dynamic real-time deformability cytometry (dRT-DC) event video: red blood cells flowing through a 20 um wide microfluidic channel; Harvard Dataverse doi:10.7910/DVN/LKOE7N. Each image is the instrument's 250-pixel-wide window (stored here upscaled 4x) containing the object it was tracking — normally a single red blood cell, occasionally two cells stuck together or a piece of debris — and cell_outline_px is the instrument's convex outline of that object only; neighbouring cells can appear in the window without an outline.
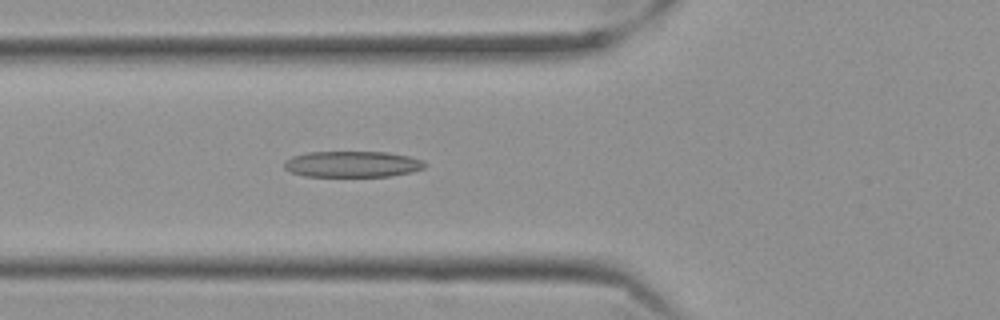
{"species": "Egyptian fruit bat (a non-hibernating species)", "species_latin": "Rousettus aegyptiacus", "temperature_condition": "cold", "stored_images_in_passage": 42, "camera_frame_rate_fps": 3000, "um_per_image_px": 0.085, "frame": {"image": 1, "passage_image": 6, "time_ms": 1.667, "image_size_px": [1000, 320], "cell_outline_px": [[428, 164], [424, 168], [412, 172], [392, 176], [304, 176], [292, 172], [284, 168], [284, 160], [292, 156], [308, 152], [388, 152], [408, 156], [420, 160]], "centroid_in_image_um": [29.95, 13.95], "position_along_channel_um": 95.9, "area_um2": 21.39}}
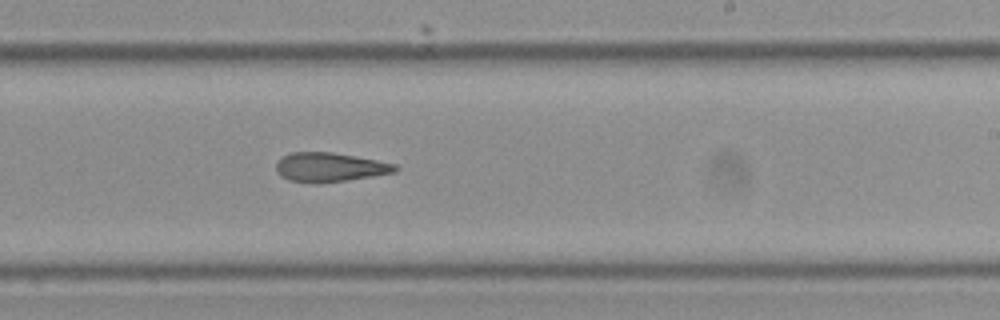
{"frame": {"image": 2, "passage_image": 20, "time_ms": 6.333, "image_size_px": [1000, 320], "cell_outline_px": [[400, 168], [396, 172], [372, 176], [316, 184], [312, 184], [288, 180], [280, 176], [276, 168], [276, 164], [284, 156], [292, 152], [332, 152], [376, 160], [396, 164]], "centroid_in_image_um": [28.03, 14.22], "position_along_channel_um": 261.0, "area_um2": 20.17}}
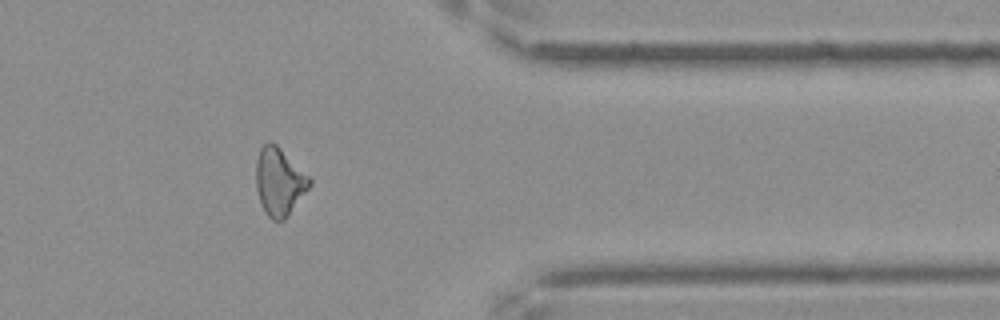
{"frame": {"image": 3, "passage_image": 32, "time_ms": 10.333, "image_size_px": [1000, 320], "cell_outline_px": [[312, 184], [288, 216], [284, 220], [272, 220], [264, 212], [256, 188], [256, 160], [260, 148], [268, 140], [276, 144], [312, 180]], "centroid_in_image_um": [23.72, 15.45], "position_along_channel_um": 387.7, "area_um2": 20.98}, "authors_computed_cell_mechanics": {"area_um2": 20.6346, "velocity_mm_per_s": 3.5188, "shape_relaxation_time_tau1_ms": null, "shape_relaxation_time_tau2_ms": 5.4282, "deformation_change_tau1": null, "deformation_change_tau2": 0.1774}}